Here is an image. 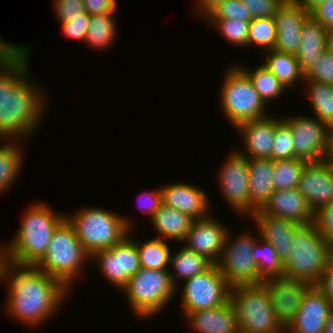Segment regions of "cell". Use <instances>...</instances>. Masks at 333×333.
<instances>
[{
	"instance_id": "cell-43",
	"label": "cell",
	"mask_w": 333,
	"mask_h": 333,
	"mask_svg": "<svg viewBox=\"0 0 333 333\" xmlns=\"http://www.w3.org/2000/svg\"><path fill=\"white\" fill-rule=\"evenodd\" d=\"M89 21L90 15L84 11L81 16H76L73 20L61 22L62 33L69 39H79L85 44Z\"/></svg>"
},
{
	"instance_id": "cell-27",
	"label": "cell",
	"mask_w": 333,
	"mask_h": 333,
	"mask_svg": "<svg viewBox=\"0 0 333 333\" xmlns=\"http://www.w3.org/2000/svg\"><path fill=\"white\" fill-rule=\"evenodd\" d=\"M149 221L158 233L156 238L181 243L191 229L194 219L162 203Z\"/></svg>"
},
{
	"instance_id": "cell-20",
	"label": "cell",
	"mask_w": 333,
	"mask_h": 333,
	"mask_svg": "<svg viewBox=\"0 0 333 333\" xmlns=\"http://www.w3.org/2000/svg\"><path fill=\"white\" fill-rule=\"evenodd\" d=\"M310 15L295 1H284L274 15L277 39L274 49L296 55L304 20Z\"/></svg>"
},
{
	"instance_id": "cell-23",
	"label": "cell",
	"mask_w": 333,
	"mask_h": 333,
	"mask_svg": "<svg viewBox=\"0 0 333 333\" xmlns=\"http://www.w3.org/2000/svg\"><path fill=\"white\" fill-rule=\"evenodd\" d=\"M260 210L268 215L294 221L298 225L314 223V212L298 188L274 191Z\"/></svg>"
},
{
	"instance_id": "cell-22",
	"label": "cell",
	"mask_w": 333,
	"mask_h": 333,
	"mask_svg": "<svg viewBox=\"0 0 333 333\" xmlns=\"http://www.w3.org/2000/svg\"><path fill=\"white\" fill-rule=\"evenodd\" d=\"M249 218H252V221L255 222L257 236L271 243L280 260L284 263L289 256L293 234L300 225L285 218L268 215L260 209Z\"/></svg>"
},
{
	"instance_id": "cell-56",
	"label": "cell",
	"mask_w": 333,
	"mask_h": 333,
	"mask_svg": "<svg viewBox=\"0 0 333 333\" xmlns=\"http://www.w3.org/2000/svg\"><path fill=\"white\" fill-rule=\"evenodd\" d=\"M324 333H333V304L330 309L329 317L325 326Z\"/></svg>"
},
{
	"instance_id": "cell-3",
	"label": "cell",
	"mask_w": 333,
	"mask_h": 333,
	"mask_svg": "<svg viewBox=\"0 0 333 333\" xmlns=\"http://www.w3.org/2000/svg\"><path fill=\"white\" fill-rule=\"evenodd\" d=\"M27 208L13 240L6 246L0 244V255L19 265H35L47 251L56 228L66 219V213L59 214L40 201Z\"/></svg>"
},
{
	"instance_id": "cell-38",
	"label": "cell",
	"mask_w": 333,
	"mask_h": 333,
	"mask_svg": "<svg viewBox=\"0 0 333 333\" xmlns=\"http://www.w3.org/2000/svg\"><path fill=\"white\" fill-rule=\"evenodd\" d=\"M208 26L212 25L221 36L227 40L228 43L236 46L248 47V21L237 19H205Z\"/></svg>"
},
{
	"instance_id": "cell-46",
	"label": "cell",
	"mask_w": 333,
	"mask_h": 333,
	"mask_svg": "<svg viewBox=\"0 0 333 333\" xmlns=\"http://www.w3.org/2000/svg\"><path fill=\"white\" fill-rule=\"evenodd\" d=\"M59 23L73 20L84 12L83 0H53Z\"/></svg>"
},
{
	"instance_id": "cell-32",
	"label": "cell",
	"mask_w": 333,
	"mask_h": 333,
	"mask_svg": "<svg viewBox=\"0 0 333 333\" xmlns=\"http://www.w3.org/2000/svg\"><path fill=\"white\" fill-rule=\"evenodd\" d=\"M134 239L136 243L141 268L153 270H168L172 249L168 240L152 237L142 243Z\"/></svg>"
},
{
	"instance_id": "cell-37",
	"label": "cell",
	"mask_w": 333,
	"mask_h": 333,
	"mask_svg": "<svg viewBox=\"0 0 333 333\" xmlns=\"http://www.w3.org/2000/svg\"><path fill=\"white\" fill-rule=\"evenodd\" d=\"M277 39L274 17L254 18L249 24L248 46L265 51L274 49Z\"/></svg>"
},
{
	"instance_id": "cell-6",
	"label": "cell",
	"mask_w": 333,
	"mask_h": 333,
	"mask_svg": "<svg viewBox=\"0 0 333 333\" xmlns=\"http://www.w3.org/2000/svg\"><path fill=\"white\" fill-rule=\"evenodd\" d=\"M121 291L126 295L131 312L143 320L152 319L162 312L177 295V288L168 270L146 268H140L131 276Z\"/></svg>"
},
{
	"instance_id": "cell-5",
	"label": "cell",
	"mask_w": 333,
	"mask_h": 333,
	"mask_svg": "<svg viewBox=\"0 0 333 333\" xmlns=\"http://www.w3.org/2000/svg\"><path fill=\"white\" fill-rule=\"evenodd\" d=\"M88 259L91 257L77 238L74 227L65 219L54 231L47 251L35 266L70 290L74 280L84 272Z\"/></svg>"
},
{
	"instance_id": "cell-4",
	"label": "cell",
	"mask_w": 333,
	"mask_h": 333,
	"mask_svg": "<svg viewBox=\"0 0 333 333\" xmlns=\"http://www.w3.org/2000/svg\"><path fill=\"white\" fill-rule=\"evenodd\" d=\"M68 216L66 214V219L90 257L97 251L111 248L134 229L126 216L101 207L85 206Z\"/></svg>"
},
{
	"instance_id": "cell-13",
	"label": "cell",
	"mask_w": 333,
	"mask_h": 333,
	"mask_svg": "<svg viewBox=\"0 0 333 333\" xmlns=\"http://www.w3.org/2000/svg\"><path fill=\"white\" fill-rule=\"evenodd\" d=\"M225 160L217 175L220 193L233 211L250 217L249 160L235 148Z\"/></svg>"
},
{
	"instance_id": "cell-51",
	"label": "cell",
	"mask_w": 333,
	"mask_h": 333,
	"mask_svg": "<svg viewBox=\"0 0 333 333\" xmlns=\"http://www.w3.org/2000/svg\"><path fill=\"white\" fill-rule=\"evenodd\" d=\"M223 0H197L194 9L195 14L198 13L197 17H201V19H205L211 11Z\"/></svg>"
},
{
	"instance_id": "cell-19",
	"label": "cell",
	"mask_w": 333,
	"mask_h": 333,
	"mask_svg": "<svg viewBox=\"0 0 333 333\" xmlns=\"http://www.w3.org/2000/svg\"><path fill=\"white\" fill-rule=\"evenodd\" d=\"M242 139V147L236 150L248 159H272V147L275 136V117L246 121L235 127Z\"/></svg>"
},
{
	"instance_id": "cell-39",
	"label": "cell",
	"mask_w": 333,
	"mask_h": 333,
	"mask_svg": "<svg viewBox=\"0 0 333 333\" xmlns=\"http://www.w3.org/2000/svg\"><path fill=\"white\" fill-rule=\"evenodd\" d=\"M293 135L289 125L282 117H275V136L272 147V160L293 159L294 145Z\"/></svg>"
},
{
	"instance_id": "cell-36",
	"label": "cell",
	"mask_w": 333,
	"mask_h": 333,
	"mask_svg": "<svg viewBox=\"0 0 333 333\" xmlns=\"http://www.w3.org/2000/svg\"><path fill=\"white\" fill-rule=\"evenodd\" d=\"M306 162L293 158L274 161L272 175L274 190L298 188L303 166Z\"/></svg>"
},
{
	"instance_id": "cell-35",
	"label": "cell",
	"mask_w": 333,
	"mask_h": 333,
	"mask_svg": "<svg viewBox=\"0 0 333 333\" xmlns=\"http://www.w3.org/2000/svg\"><path fill=\"white\" fill-rule=\"evenodd\" d=\"M252 256L257 265L259 277L263 281L269 280L284 271L283 262L273 245L259 237L253 246Z\"/></svg>"
},
{
	"instance_id": "cell-10",
	"label": "cell",
	"mask_w": 333,
	"mask_h": 333,
	"mask_svg": "<svg viewBox=\"0 0 333 333\" xmlns=\"http://www.w3.org/2000/svg\"><path fill=\"white\" fill-rule=\"evenodd\" d=\"M229 229L223 248V253L216 263L219 272L231 286L260 285L263 280L259 277L257 265L253 260V246L258 237L252 232L242 231L239 236L232 238Z\"/></svg>"
},
{
	"instance_id": "cell-31",
	"label": "cell",
	"mask_w": 333,
	"mask_h": 333,
	"mask_svg": "<svg viewBox=\"0 0 333 333\" xmlns=\"http://www.w3.org/2000/svg\"><path fill=\"white\" fill-rule=\"evenodd\" d=\"M304 85L302 89L308 90L305 93L308 94L314 117L329 129L333 128V85L312 80H305Z\"/></svg>"
},
{
	"instance_id": "cell-17",
	"label": "cell",
	"mask_w": 333,
	"mask_h": 333,
	"mask_svg": "<svg viewBox=\"0 0 333 333\" xmlns=\"http://www.w3.org/2000/svg\"><path fill=\"white\" fill-rule=\"evenodd\" d=\"M313 212L333 202V168L326 160L305 163L298 185Z\"/></svg>"
},
{
	"instance_id": "cell-29",
	"label": "cell",
	"mask_w": 333,
	"mask_h": 333,
	"mask_svg": "<svg viewBox=\"0 0 333 333\" xmlns=\"http://www.w3.org/2000/svg\"><path fill=\"white\" fill-rule=\"evenodd\" d=\"M175 252L176 253H171L170 255L169 267L171 268L168 269V271L171 275L173 284L176 286L177 292L179 293L178 288H180V285L178 279L182 282L195 275L201 274L209 269L213 263L206 257L187 249L183 245Z\"/></svg>"
},
{
	"instance_id": "cell-11",
	"label": "cell",
	"mask_w": 333,
	"mask_h": 333,
	"mask_svg": "<svg viewBox=\"0 0 333 333\" xmlns=\"http://www.w3.org/2000/svg\"><path fill=\"white\" fill-rule=\"evenodd\" d=\"M182 297V314L222 306L230 300L231 286L219 272L216 264L201 274L184 281Z\"/></svg>"
},
{
	"instance_id": "cell-53",
	"label": "cell",
	"mask_w": 333,
	"mask_h": 333,
	"mask_svg": "<svg viewBox=\"0 0 333 333\" xmlns=\"http://www.w3.org/2000/svg\"><path fill=\"white\" fill-rule=\"evenodd\" d=\"M325 160L333 168V128L329 130L328 152Z\"/></svg>"
},
{
	"instance_id": "cell-48",
	"label": "cell",
	"mask_w": 333,
	"mask_h": 333,
	"mask_svg": "<svg viewBox=\"0 0 333 333\" xmlns=\"http://www.w3.org/2000/svg\"><path fill=\"white\" fill-rule=\"evenodd\" d=\"M84 11L90 16L115 14L117 10L116 0H83Z\"/></svg>"
},
{
	"instance_id": "cell-44",
	"label": "cell",
	"mask_w": 333,
	"mask_h": 333,
	"mask_svg": "<svg viewBox=\"0 0 333 333\" xmlns=\"http://www.w3.org/2000/svg\"><path fill=\"white\" fill-rule=\"evenodd\" d=\"M244 7L250 10L252 18L274 17L283 0H241Z\"/></svg>"
},
{
	"instance_id": "cell-47",
	"label": "cell",
	"mask_w": 333,
	"mask_h": 333,
	"mask_svg": "<svg viewBox=\"0 0 333 333\" xmlns=\"http://www.w3.org/2000/svg\"><path fill=\"white\" fill-rule=\"evenodd\" d=\"M154 189L155 188L137 196L139 198H137V206L143 213H145V215L147 214L149 220L153 217L156 211L159 210L163 203L161 188Z\"/></svg>"
},
{
	"instance_id": "cell-28",
	"label": "cell",
	"mask_w": 333,
	"mask_h": 333,
	"mask_svg": "<svg viewBox=\"0 0 333 333\" xmlns=\"http://www.w3.org/2000/svg\"><path fill=\"white\" fill-rule=\"evenodd\" d=\"M265 61L263 64L279 80L282 86L287 90L295 87L299 82L304 83V73L300 69L297 57L294 54L283 53L275 49L263 52ZM296 83V84H295Z\"/></svg>"
},
{
	"instance_id": "cell-30",
	"label": "cell",
	"mask_w": 333,
	"mask_h": 333,
	"mask_svg": "<svg viewBox=\"0 0 333 333\" xmlns=\"http://www.w3.org/2000/svg\"><path fill=\"white\" fill-rule=\"evenodd\" d=\"M20 141L2 140L0 142V194L9 190L8 188L15 183L23 168L24 149L20 147L23 142Z\"/></svg>"
},
{
	"instance_id": "cell-26",
	"label": "cell",
	"mask_w": 333,
	"mask_h": 333,
	"mask_svg": "<svg viewBox=\"0 0 333 333\" xmlns=\"http://www.w3.org/2000/svg\"><path fill=\"white\" fill-rule=\"evenodd\" d=\"M326 48V28L309 15L303 22L301 43L295 55L304 74Z\"/></svg>"
},
{
	"instance_id": "cell-1",
	"label": "cell",
	"mask_w": 333,
	"mask_h": 333,
	"mask_svg": "<svg viewBox=\"0 0 333 333\" xmlns=\"http://www.w3.org/2000/svg\"><path fill=\"white\" fill-rule=\"evenodd\" d=\"M2 281L7 286L4 306L7 316L28 327L41 326L43 322L53 318L67 300V295H71V290L35 265L15 264L0 255V282Z\"/></svg>"
},
{
	"instance_id": "cell-52",
	"label": "cell",
	"mask_w": 333,
	"mask_h": 333,
	"mask_svg": "<svg viewBox=\"0 0 333 333\" xmlns=\"http://www.w3.org/2000/svg\"><path fill=\"white\" fill-rule=\"evenodd\" d=\"M326 0H296L295 2L302 6L308 13Z\"/></svg>"
},
{
	"instance_id": "cell-34",
	"label": "cell",
	"mask_w": 333,
	"mask_h": 333,
	"mask_svg": "<svg viewBox=\"0 0 333 333\" xmlns=\"http://www.w3.org/2000/svg\"><path fill=\"white\" fill-rule=\"evenodd\" d=\"M115 14L90 16L89 27L86 33L85 43L93 49H108L114 44L117 32Z\"/></svg>"
},
{
	"instance_id": "cell-25",
	"label": "cell",
	"mask_w": 333,
	"mask_h": 333,
	"mask_svg": "<svg viewBox=\"0 0 333 333\" xmlns=\"http://www.w3.org/2000/svg\"><path fill=\"white\" fill-rule=\"evenodd\" d=\"M248 178L250 191V216L261 209L273 194L272 159H248Z\"/></svg>"
},
{
	"instance_id": "cell-14",
	"label": "cell",
	"mask_w": 333,
	"mask_h": 333,
	"mask_svg": "<svg viewBox=\"0 0 333 333\" xmlns=\"http://www.w3.org/2000/svg\"><path fill=\"white\" fill-rule=\"evenodd\" d=\"M282 119L291 129L296 159L306 163L326 159L330 129L323 122L316 117L300 114Z\"/></svg>"
},
{
	"instance_id": "cell-45",
	"label": "cell",
	"mask_w": 333,
	"mask_h": 333,
	"mask_svg": "<svg viewBox=\"0 0 333 333\" xmlns=\"http://www.w3.org/2000/svg\"><path fill=\"white\" fill-rule=\"evenodd\" d=\"M30 46L14 44L0 36V70L13 65Z\"/></svg>"
},
{
	"instance_id": "cell-55",
	"label": "cell",
	"mask_w": 333,
	"mask_h": 333,
	"mask_svg": "<svg viewBox=\"0 0 333 333\" xmlns=\"http://www.w3.org/2000/svg\"><path fill=\"white\" fill-rule=\"evenodd\" d=\"M327 49L333 52V26L326 28Z\"/></svg>"
},
{
	"instance_id": "cell-8",
	"label": "cell",
	"mask_w": 333,
	"mask_h": 333,
	"mask_svg": "<svg viewBox=\"0 0 333 333\" xmlns=\"http://www.w3.org/2000/svg\"><path fill=\"white\" fill-rule=\"evenodd\" d=\"M240 332L285 333L277 321L271 305V297L263 284L238 285L230 288Z\"/></svg>"
},
{
	"instance_id": "cell-24",
	"label": "cell",
	"mask_w": 333,
	"mask_h": 333,
	"mask_svg": "<svg viewBox=\"0 0 333 333\" xmlns=\"http://www.w3.org/2000/svg\"><path fill=\"white\" fill-rule=\"evenodd\" d=\"M196 333H238L236 311L229 300L222 306L188 313L185 318Z\"/></svg>"
},
{
	"instance_id": "cell-7",
	"label": "cell",
	"mask_w": 333,
	"mask_h": 333,
	"mask_svg": "<svg viewBox=\"0 0 333 333\" xmlns=\"http://www.w3.org/2000/svg\"><path fill=\"white\" fill-rule=\"evenodd\" d=\"M219 92L221 111L232 127L269 114L268 106L261 99L248 76L237 66L225 69Z\"/></svg>"
},
{
	"instance_id": "cell-54",
	"label": "cell",
	"mask_w": 333,
	"mask_h": 333,
	"mask_svg": "<svg viewBox=\"0 0 333 333\" xmlns=\"http://www.w3.org/2000/svg\"><path fill=\"white\" fill-rule=\"evenodd\" d=\"M333 270V242L327 245V268Z\"/></svg>"
},
{
	"instance_id": "cell-33",
	"label": "cell",
	"mask_w": 333,
	"mask_h": 333,
	"mask_svg": "<svg viewBox=\"0 0 333 333\" xmlns=\"http://www.w3.org/2000/svg\"><path fill=\"white\" fill-rule=\"evenodd\" d=\"M236 65L248 76L251 80L254 89L258 92L261 99L268 106L272 101L282 97L286 89L282 86L279 80L267 69L262 63L259 64L254 70L248 69L246 66L241 64Z\"/></svg>"
},
{
	"instance_id": "cell-18",
	"label": "cell",
	"mask_w": 333,
	"mask_h": 333,
	"mask_svg": "<svg viewBox=\"0 0 333 333\" xmlns=\"http://www.w3.org/2000/svg\"><path fill=\"white\" fill-rule=\"evenodd\" d=\"M331 306L332 303L311 285L285 333H324Z\"/></svg>"
},
{
	"instance_id": "cell-42",
	"label": "cell",
	"mask_w": 333,
	"mask_h": 333,
	"mask_svg": "<svg viewBox=\"0 0 333 333\" xmlns=\"http://www.w3.org/2000/svg\"><path fill=\"white\" fill-rule=\"evenodd\" d=\"M314 224L324 240L333 242V202L324 205L314 212Z\"/></svg>"
},
{
	"instance_id": "cell-50",
	"label": "cell",
	"mask_w": 333,
	"mask_h": 333,
	"mask_svg": "<svg viewBox=\"0 0 333 333\" xmlns=\"http://www.w3.org/2000/svg\"><path fill=\"white\" fill-rule=\"evenodd\" d=\"M333 304V270L325 269L314 285Z\"/></svg>"
},
{
	"instance_id": "cell-12",
	"label": "cell",
	"mask_w": 333,
	"mask_h": 333,
	"mask_svg": "<svg viewBox=\"0 0 333 333\" xmlns=\"http://www.w3.org/2000/svg\"><path fill=\"white\" fill-rule=\"evenodd\" d=\"M131 231L132 229L111 248L97 251L91 256L107 282L120 291L127 285L129 278L141 268L137 246Z\"/></svg>"
},
{
	"instance_id": "cell-21",
	"label": "cell",
	"mask_w": 333,
	"mask_h": 333,
	"mask_svg": "<svg viewBox=\"0 0 333 333\" xmlns=\"http://www.w3.org/2000/svg\"><path fill=\"white\" fill-rule=\"evenodd\" d=\"M160 188L164 204L179 210L194 220L205 218L211 212L209 195L196 185L176 182L160 186Z\"/></svg>"
},
{
	"instance_id": "cell-9",
	"label": "cell",
	"mask_w": 333,
	"mask_h": 333,
	"mask_svg": "<svg viewBox=\"0 0 333 333\" xmlns=\"http://www.w3.org/2000/svg\"><path fill=\"white\" fill-rule=\"evenodd\" d=\"M327 245L314 223L300 225L293 234L284 271L315 285L327 268Z\"/></svg>"
},
{
	"instance_id": "cell-16",
	"label": "cell",
	"mask_w": 333,
	"mask_h": 333,
	"mask_svg": "<svg viewBox=\"0 0 333 333\" xmlns=\"http://www.w3.org/2000/svg\"><path fill=\"white\" fill-rule=\"evenodd\" d=\"M229 228L222 224L214 216L209 214L202 219L193 221L192 227L181 242L187 249L206 257L213 264H216L225 244V238Z\"/></svg>"
},
{
	"instance_id": "cell-2",
	"label": "cell",
	"mask_w": 333,
	"mask_h": 333,
	"mask_svg": "<svg viewBox=\"0 0 333 333\" xmlns=\"http://www.w3.org/2000/svg\"><path fill=\"white\" fill-rule=\"evenodd\" d=\"M30 49L13 65L0 70L1 140L30 138L44 118L48 97L30 77Z\"/></svg>"
},
{
	"instance_id": "cell-40",
	"label": "cell",
	"mask_w": 333,
	"mask_h": 333,
	"mask_svg": "<svg viewBox=\"0 0 333 333\" xmlns=\"http://www.w3.org/2000/svg\"><path fill=\"white\" fill-rule=\"evenodd\" d=\"M205 19H237L251 22L250 10L244 7L241 0H223Z\"/></svg>"
},
{
	"instance_id": "cell-15",
	"label": "cell",
	"mask_w": 333,
	"mask_h": 333,
	"mask_svg": "<svg viewBox=\"0 0 333 333\" xmlns=\"http://www.w3.org/2000/svg\"><path fill=\"white\" fill-rule=\"evenodd\" d=\"M262 284L270 294L275 318L286 329L294 320L301 298L311 285L305 279L285 271Z\"/></svg>"
},
{
	"instance_id": "cell-49",
	"label": "cell",
	"mask_w": 333,
	"mask_h": 333,
	"mask_svg": "<svg viewBox=\"0 0 333 333\" xmlns=\"http://www.w3.org/2000/svg\"><path fill=\"white\" fill-rule=\"evenodd\" d=\"M310 15L325 28L333 26V0H326L314 8Z\"/></svg>"
},
{
	"instance_id": "cell-41",
	"label": "cell",
	"mask_w": 333,
	"mask_h": 333,
	"mask_svg": "<svg viewBox=\"0 0 333 333\" xmlns=\"http://www.w3.org/2000/svg\"><path fill=\"white\" fill-rule=\"evenodd\" d=\"M304 79L333 85V52L326 48L304 74Z\"/></svg>"
}]
</instances>
